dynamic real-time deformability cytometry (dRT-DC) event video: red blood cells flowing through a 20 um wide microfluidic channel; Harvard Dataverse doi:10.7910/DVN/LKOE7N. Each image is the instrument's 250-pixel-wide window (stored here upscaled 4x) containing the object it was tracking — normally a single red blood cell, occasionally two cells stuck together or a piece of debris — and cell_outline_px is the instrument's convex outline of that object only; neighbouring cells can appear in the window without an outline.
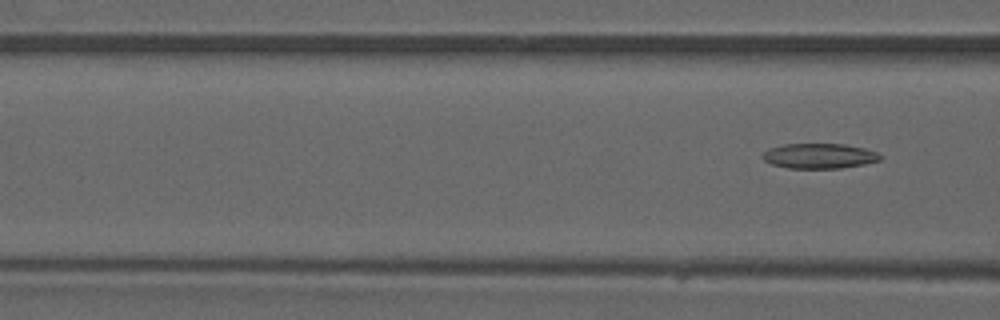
{"species": "common noctule bat (a hibernating species)", "species_latin": "Nyctalus noctula", "temperature_condition": "warm", "stored_images_in_passage": 7, "segment_of_instrument_passage": [2, 2], "camera_frame_rate_fps": 3000, "um_per_image_px": 0.085, "animal": {"sex": "male", "forearm_length_mm": 52.5}, "frame": {"image": 1, "passage_image": 7, "time_ms": 2.0, "image_size_px": [1000, 320], "cell_outline_px": [[880, 160], [864, 164], [840, 168], [788, 168], [772, 164], [764, 160], [760, 156], [768, 148], [784, 144], [844, 144], [864, 148], [876, 152], [880, 156]], "centroid_in_image_um": [69.59, 13.25], "position_along_channel_um": 97.0, "area_um2": 17.11}}